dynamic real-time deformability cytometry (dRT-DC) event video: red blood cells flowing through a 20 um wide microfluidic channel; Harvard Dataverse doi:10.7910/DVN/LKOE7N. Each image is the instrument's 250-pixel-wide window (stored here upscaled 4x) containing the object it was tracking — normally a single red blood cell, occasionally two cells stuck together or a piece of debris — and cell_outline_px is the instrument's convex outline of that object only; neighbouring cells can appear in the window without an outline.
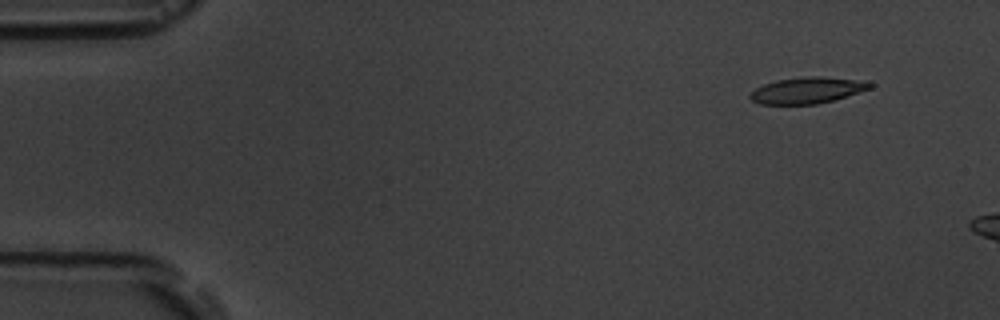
{"species": "common noctule bat (a hibernating species)", "species_latin": "Nyctalus noctula", "temperature_condition": "room temperature", "stored_images_in_passage": 3, "camera_frame_rate_fps": 3000, "um_per_image_px": 0.085, "animal": {"sex": "male", "body_mass_g": 19.5, "forearm_length_mm": 54.6}, "frame": {"image": 1, "passage_image": 1, "time_ms": 0.0, "image_size_px": [1000, 320], "cell_outline_px": [[876, 84], [872, 88], [832, 100], [816, 104], [760, 104], [752, 100], [748, 96], [756, 88], [764, 84], [776, 80], [804, 76], [820, 76], [864, 80]], "centroid_in_image_um": [68.65, 7.66], "position_along_channel_um": 16.4, "area_um2": 18.38}}